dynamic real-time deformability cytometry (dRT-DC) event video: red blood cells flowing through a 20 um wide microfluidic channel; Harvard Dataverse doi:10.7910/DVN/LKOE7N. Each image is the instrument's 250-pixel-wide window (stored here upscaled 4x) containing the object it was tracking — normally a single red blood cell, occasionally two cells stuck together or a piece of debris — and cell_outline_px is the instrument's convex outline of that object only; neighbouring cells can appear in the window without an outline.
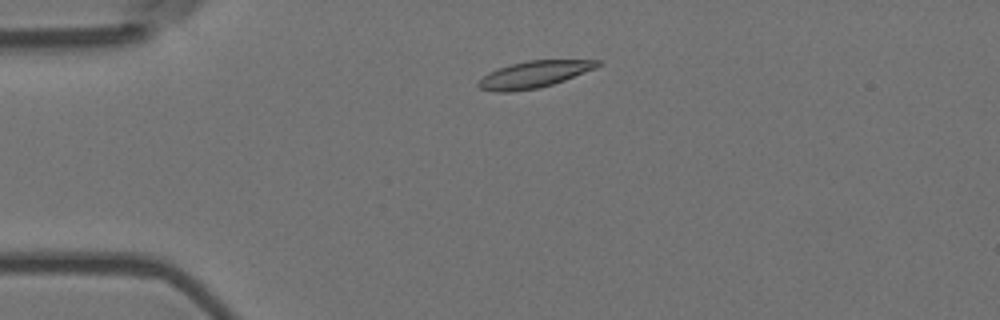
{"species": "Egyptian fruit bat (a non-hibernating species)", "species_latin": "Rousettus aegyptiacus", "temperature_condition": "room temperature", "stored_images_in_passage": 3, "camera_frame_rate_fps": 3000, "um_per_image_px": 0.085, "animal": {"sex": "female"}, "frame": {"image": 1, "passage_image": 2, "time_ms": 0.333, "image_size_px": [1000, 320], "cell_outline_px": [[600, 64], [596, 68], [564, 80], [540, 88], [512, 92], [496, 92], [480, 88], [476, 84], [488, 72], [512, 64], [528, 60], [600, 60]], "centroid_in_image_um": [45.38, 6.33], "position_along_channel_um": 39.6, "area_um2": 18.38}}